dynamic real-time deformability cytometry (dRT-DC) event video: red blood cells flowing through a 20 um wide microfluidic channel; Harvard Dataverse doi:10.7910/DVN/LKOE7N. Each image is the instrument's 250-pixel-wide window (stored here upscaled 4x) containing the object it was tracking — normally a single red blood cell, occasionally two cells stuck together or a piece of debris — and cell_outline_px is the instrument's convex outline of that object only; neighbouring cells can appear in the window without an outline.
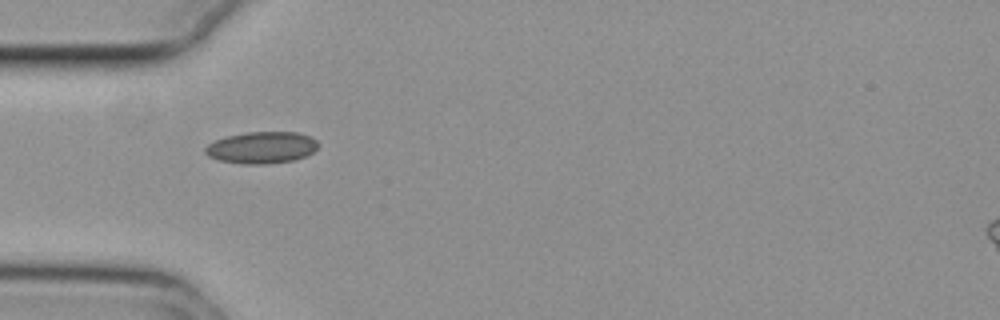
{"species": "common noctule bat (a hibernating species)", "species_latin": "Nyctalus noctula", "temperature_condition": "cold", "stored_images_in_passage": 39, "camera_frame_rate_fps": 3000, "um_per_image_px": 0.085, "animal": {"sex": "female", "body_mass_g": 29.2, "forearm_length_mm": 56.3}, "frame": {"image": 1, "passage_image": 1, "time_ms": 0.0, "image_size_px": [1000, 320], "cell_outline_px": [[316, 148], [312, 152], [304, 156], [292, 160], [264, 164], [244, 164], [220, 160], [208, 156], [204, 152], [204, 148], [208, 144], [216, 140], [228, 136], [244, 132], [296, 132], [308, 136], [316, 140]], "centroid_in_image_um": [22.19, 12.54], "position_along_channel_um": 62.8, "area_um2": 20.58}}
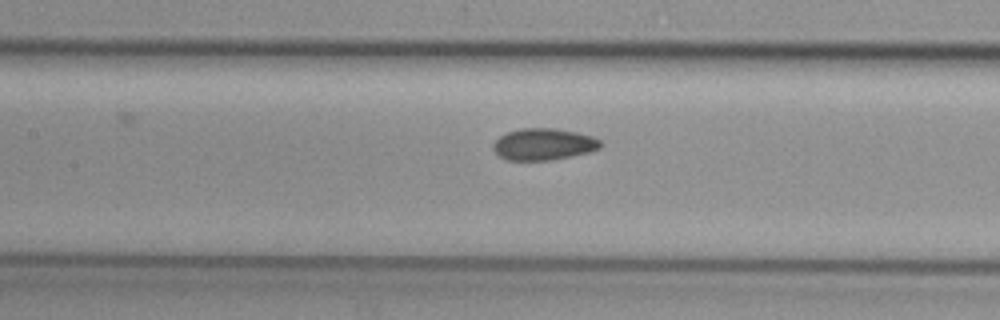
{"frame": {"image": 2, "passage_image": 9, "time_ms": 2.667, "image_size_px": [1000, 320], "cell_outline_px": [[600, 148], [588, 152], [548, 160], [508, 160], [500, 156], [492, 148], [492, 144], [500, 136], [508, 132], [520, 128], [556, 128], [576, 132], [592, 136], [600, 140]], "centroid_in_image_um": [46.18, 12.25], "position_along_channel_um": 161.2, "area_um2": 19.59}}
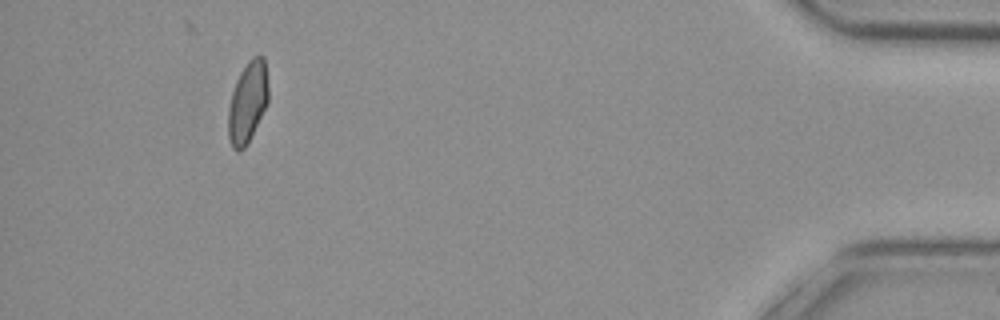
{"frame": {"image": 3, "passage_image": 35, "time_ms": 11.333, "image_size_px": [1000, 320], "cell_outline_px": [[268, 104], [244, 148], [232, 148], [228, 136], [228, 108], [232, 92], [236, 80], [240, 72], [248, 60], [252, 56], [260, 52], [264, 56], [268, 84]], "centroid_in_image_um": [21.06, 8.6], "position_along_channel_um": 414.1, "area_um2": 19.02}, "authors_computed_cell_mechanics": {"area_um2": 19.4208, "velocity_mm_per_s": 3.7303, "shape_relaxation_time_tau1_ms": 7.7104, "shape_relaxation_time_tau2_ms": 2.6338, "deformation_change_tau1": 0.1126, "deformation_change_tau2": 0.0756}}